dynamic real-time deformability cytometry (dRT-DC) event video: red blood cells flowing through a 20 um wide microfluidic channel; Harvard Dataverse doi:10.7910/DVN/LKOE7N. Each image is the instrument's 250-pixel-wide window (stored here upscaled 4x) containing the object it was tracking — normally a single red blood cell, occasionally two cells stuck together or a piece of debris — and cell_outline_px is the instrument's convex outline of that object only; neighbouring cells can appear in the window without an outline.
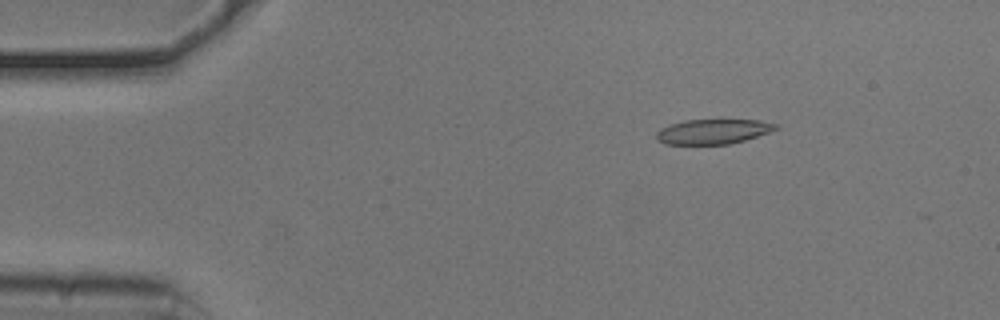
{"species": "common noctule bat (a hibernating species)", "species_latin": "Nyctalus noctula", "temperature_condition": "cold", "stored_images_in_passage": 14, "camera_frame_rate_fps": 3000, "um_per_image_px": 0.085, "animal": {"sex": "male", "body_mass_g": 20.5, "forearm_length_mm": 52.5}, "frame": {"image": 1, "passage_image": 5, "time_ms": 1.333, "image_size_px": [1000, 320], "cell_outline_px": [[780, 128], [744, 140], [728, 144], [664, 144], [656, 140], [656, 132], [660, 128], [684, 120], [760, 120], [780, 124]], "centroid_in_image_um": [60.61, 11.18], "position_along_channel_um": 24.4, "area_um2": 17.28}}
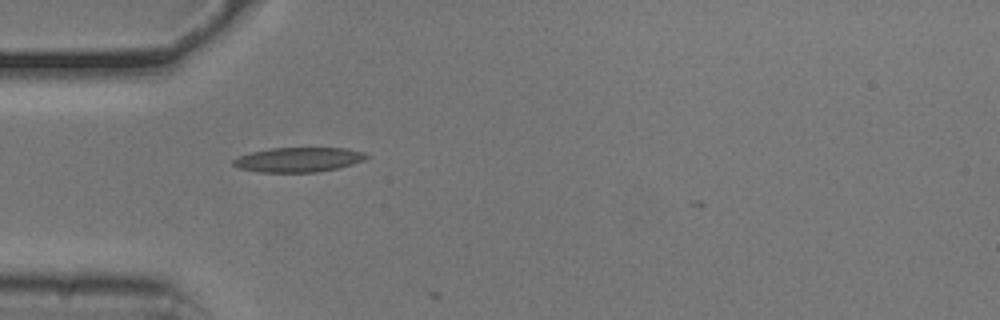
{"frame": {"image": 2, "passage_image": 13, "time_ms": 4.0, "image_size_px": [1000, 320], "cell_outline_px": [[372, 156], [364, 160], [340, 168], [316, 172], [260, 172], [240, 168], [232, 164], [232, 160], [236, 156], [252, 152], [272, 148], [344, 148], [364, 152]], "centroid_in_image_um": [25.39, 13.57], "position_along_channel_um": 59.6, "area_um2": 19.19}}